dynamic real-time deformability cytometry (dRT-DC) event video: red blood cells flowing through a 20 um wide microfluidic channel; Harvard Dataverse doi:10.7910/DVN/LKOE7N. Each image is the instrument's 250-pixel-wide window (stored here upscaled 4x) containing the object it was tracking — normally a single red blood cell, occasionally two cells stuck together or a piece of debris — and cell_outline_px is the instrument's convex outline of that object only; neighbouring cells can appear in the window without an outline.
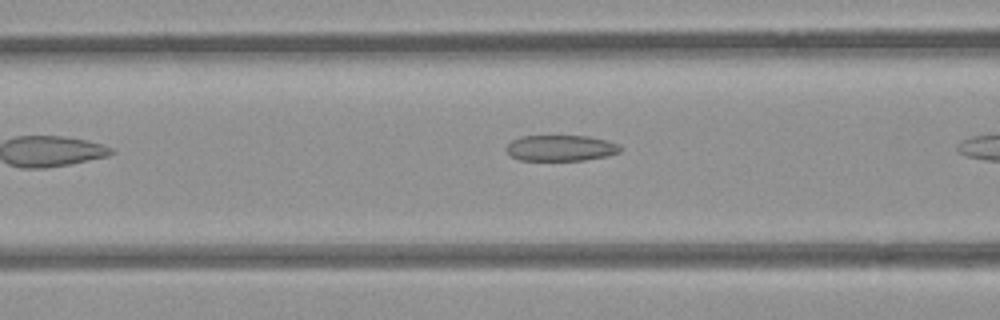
{"species": "common noctule bat (a hibernating species)", "species_latin": "Nyctalus noctula", "temperature_condition": "room temperature", "stored_images_in_passage": 12, "camera_frame_rate_fps": 3000, "um_per_image_px": 0.085, "animal": {"sex": "female", "body_mass_g": 21.9}, "frame": {"image": 1, "passage_image": 10, "time_ms": 3.0, "image_size_px": [1000, 320], "cell_outline_px": [[624, 148], [620, 152], [604, 156], [584, 160], [520, 160], [512, 156], [504, 148], [512, 140], [520, 136], [588, 136], [620, 144]], "centroid_in_image_um": [47.67, 12.58], "position_along_channel_um": 118.9, "area_um2": 17.17}}